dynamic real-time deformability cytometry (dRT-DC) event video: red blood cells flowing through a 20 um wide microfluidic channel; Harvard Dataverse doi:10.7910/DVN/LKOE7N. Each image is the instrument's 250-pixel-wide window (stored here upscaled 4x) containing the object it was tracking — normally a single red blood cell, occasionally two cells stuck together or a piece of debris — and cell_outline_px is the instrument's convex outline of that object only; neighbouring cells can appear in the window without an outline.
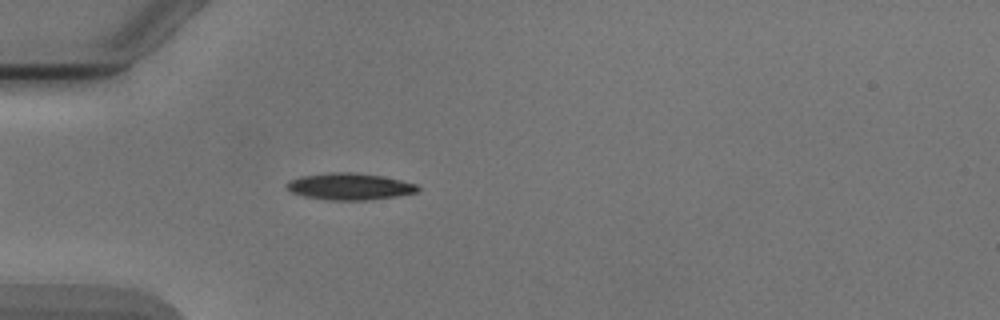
{"species": "Egyptian fruit bat (a non-hibernating species)", "species_latin": "Rousettus aegyptiacus", "temperature_condition": "cold", "stored_images_in_passage": 4, "camera_frame_rate_fps": 3000, "um_per_image_px": 0.085, "animal": {"sex": "male"}, "frame": {"image": 1, "passage_image": 4, "time_ms": 3.667, "image_size_px": [1000, 320], "cell_outline_px": [[420, 188], [416, 192], [396, 196], [368, 200], [328, 200], [304, 196], [292, 192], [284, 184], [288, 180], [300, 176], [332, 172], [352, 172], [384, 176], [416, 184]], "centroid_in_image_um": [29.69, 15.84], "position_along_channel_um": 55.3, "area_um2": 20.4}}